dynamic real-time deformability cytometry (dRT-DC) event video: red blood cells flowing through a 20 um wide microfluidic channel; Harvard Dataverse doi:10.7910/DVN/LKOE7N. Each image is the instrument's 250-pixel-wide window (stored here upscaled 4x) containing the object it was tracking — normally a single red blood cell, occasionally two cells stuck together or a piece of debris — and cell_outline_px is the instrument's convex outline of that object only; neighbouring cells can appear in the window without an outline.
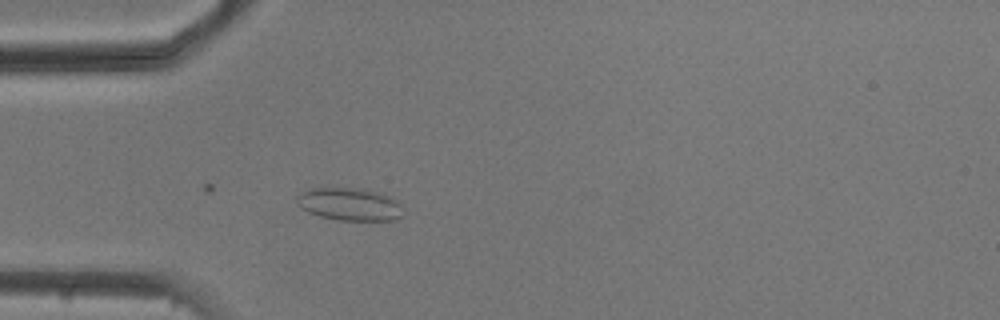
{"species": "common noctule bat (a hibernating species)", "species_latin": "Nyctalus noctula", "temperature_condition": "cold", "stored_images_in_passage": 3, "camera_frame_rate_fps": 3000, "um_per_image_px": 0.085, "animal": {"sex": "male", "body_mass_g": 20.5, "forearm_length_mm": 52.5}, "frame": {"image": 1, "passage_image": 3, "time_ms": 2.333, "image_size_px": [1000, 320], "cell_outline_px": [[404, 216], [396, 220], [340, 220], [320, 216], [308, 212], [300, 208], [296, 204], [296, 196], [300, 192], [308, 188], [364, 188], [380, 192], [392, 196], [400, 204]], "centroid_in_image_um": [29.72, 17.35], "position_along_channel_um": 55.3, "area_um2": 20.69}}